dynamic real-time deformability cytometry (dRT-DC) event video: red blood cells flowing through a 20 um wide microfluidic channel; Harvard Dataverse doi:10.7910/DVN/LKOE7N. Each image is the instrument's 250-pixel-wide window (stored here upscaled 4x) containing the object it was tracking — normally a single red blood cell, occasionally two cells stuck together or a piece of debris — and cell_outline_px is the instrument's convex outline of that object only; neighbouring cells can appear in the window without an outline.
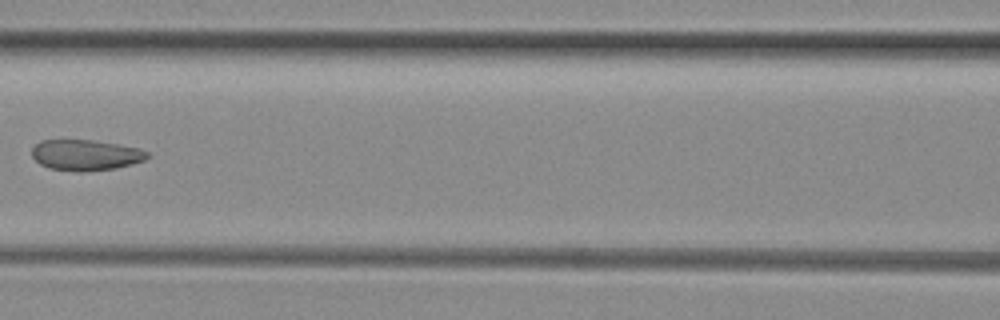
{"species": "common noctule bat (a hibernating species)", "species_latin": "Nyctalus noctula", "temperature_condition": "room temperature", "stored_images_in_passage": 6, "camera_frame_rate_fps": 3000, "um_per_image_px": 0.085, "animal": {"sex": "female", "body_mass_g": 29.2, "forearm_length_mm": 56.3}, "frame": {"image": 1, "passage_image": 5, "time_ms": 1.333, "image_size_px": [1000, 320], "cell_outline_px": [[148, 156], [144, 160], [132, 164], [116, 168], [80, 172], [76, 172], [48, 168], [40, 164], [32, 156], [32, 148], [40, 140], [92, 140], [140, 148], [148, 152]], "centroid_in_image_um": [7.26, 13.18], "position_along_channel_um": 159.3, "area_um2": 20.69}}
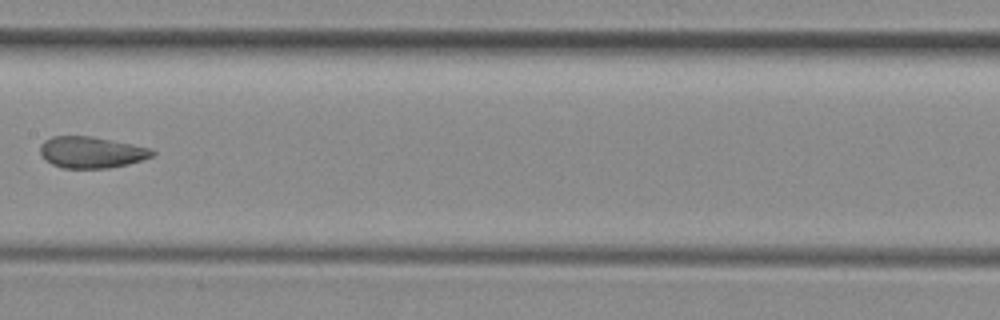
{"frame": {"image": 2, "passage_image": 6, "time_ms": 1.667, "image_size_px": [1000, 320], "cell_outline_px": [[156, 152], [152, 156], [128, 164], [108, 168], [64, 168], [52, 164], [44, 160], [40, 152], [40, 144], [44, 140], [52, 136], [92, 136], [152, 148]], "centroid_in_image_um": [7.74, 12.94], "position_along_channel_um": 199.7, "area_um2": 20.58}}